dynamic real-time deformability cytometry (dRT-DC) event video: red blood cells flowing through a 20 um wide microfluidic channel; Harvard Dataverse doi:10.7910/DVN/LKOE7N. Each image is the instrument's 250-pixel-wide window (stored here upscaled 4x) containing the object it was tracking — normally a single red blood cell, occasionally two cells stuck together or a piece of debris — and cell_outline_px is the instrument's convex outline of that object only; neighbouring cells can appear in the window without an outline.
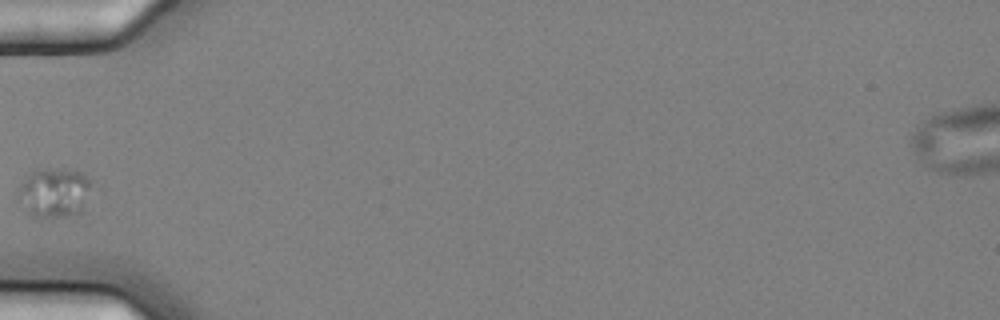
{"species": "common noctule bat (a hibernating species)", "species_latin": "Nyctalus noctula", "temperature_condition": "cold", "stored_images_in_passage": 3, "camera_frame_rate_fps": 3000, "um_per_image_px": 0.085, "animal": {"sex": "female", "body_mass_g": 25.1}, "frame": {"image": 1, "passage_image": 3, "time_ms": 0.667, "image_size_px": [1000, 320], "cell_outline_px": [[88, 184], [84, 212], [80, 216], [40, 220], [36, 220], [12, 200], [20, 184], [36, 168], [60, 168], [80, 172], [88, 180]], "centroid_in_image_um": [4.48, 16.47], "position_along_channel_um": 80.5, "area_um2": 22.37}}